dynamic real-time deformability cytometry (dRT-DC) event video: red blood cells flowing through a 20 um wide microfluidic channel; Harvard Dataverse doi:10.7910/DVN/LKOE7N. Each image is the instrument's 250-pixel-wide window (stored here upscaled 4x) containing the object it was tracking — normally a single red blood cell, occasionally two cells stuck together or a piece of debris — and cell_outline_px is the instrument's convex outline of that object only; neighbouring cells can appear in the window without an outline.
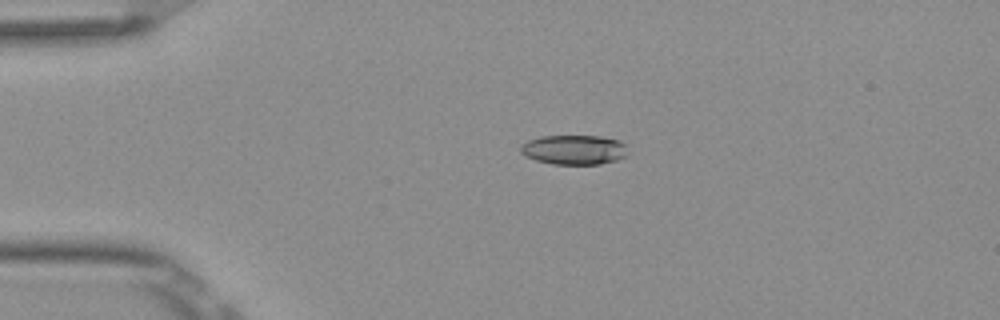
{"species": "Egyptian fruit bat (a non-hibernating species)", "species_latin": "Rousettus aegyptiacus", "temperature_condition": "room temperature", "stored_images_in_passage": 5, "camera_frame_rate_fps": 3000, "um_per_image_px": 0.085, "frame": {"image": 1, "passage_image": 4, "time_ms": 1.0, "image_size_px": [1000, 320], "cell_outline_px": [[628, 156], [616, 160], [600, 164], [552, 164], [536, 160], [524, 156], [520, 152], [520, 144], [528, 140], [540, 136], [600, 136], [616, 140], [624, 144]], "centroid_in_image_um": [48.75, 12.73], "position_along_channel_um": 36.3, "area_um2": 18.55}}